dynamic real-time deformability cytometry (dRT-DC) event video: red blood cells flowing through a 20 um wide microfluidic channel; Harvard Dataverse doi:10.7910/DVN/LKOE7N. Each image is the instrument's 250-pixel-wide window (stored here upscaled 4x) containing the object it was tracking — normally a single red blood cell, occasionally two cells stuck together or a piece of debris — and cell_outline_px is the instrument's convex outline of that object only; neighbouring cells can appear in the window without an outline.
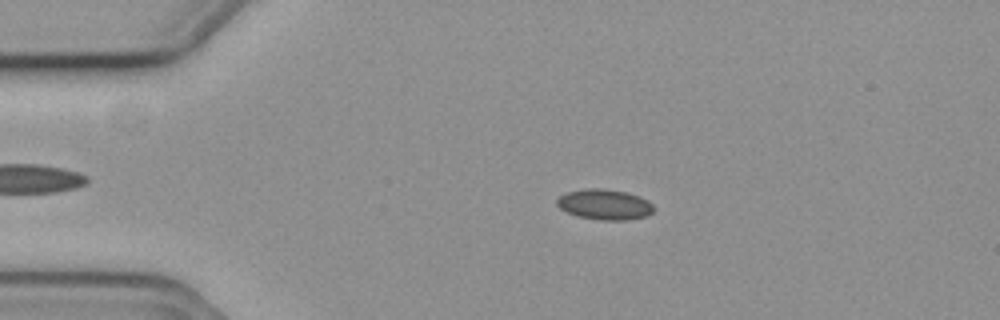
{"species": "common noctule bat (a hibernating species)", "species_latin": "Nyctalus noctula", "temperature_condition": "cold", "stored_images_in_passage": 56, "camera_frame_rate_fps": 3000, "um_per_image_px": 0.085, "animal": {"sex": "female", "body_mass_g": 19.3, "forearm_length_mm": 54.1}, "frame": {"image": 1, "passage_image": 12, "time_ms": 3.667, "image_size_px": [1000, 320], "cell_outline_px": [[652, 212], [648, 216], [628, 220], [600, 220], [576, 216], [560, 208], [556, 204], [556, 200], [560, 196], [568, 192], [588, 188], [604, 188], [624, 192], [648, 200], [652, 204]], "centroid_in_image_um": [51.38, 17.39], "position_along_channel_um": 33.6, "area_um2": 17.05}}
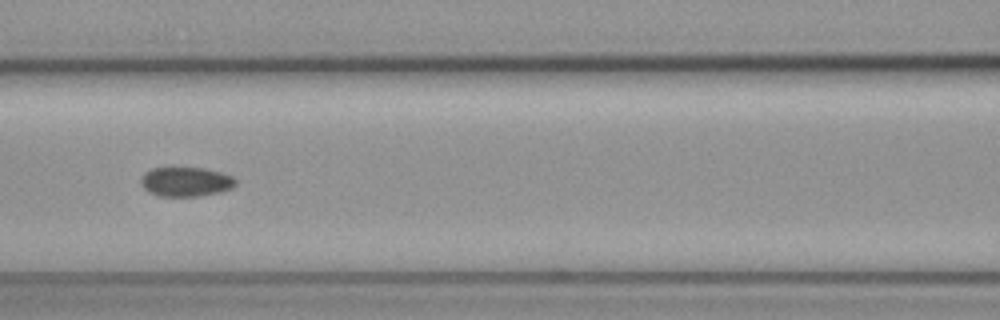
{"frame": {"image": 2, "passage_image": 25, "time_ms": 8.0, "image_size_px": [1000, 320], "cell_outline_px": [[236, 184], [232, 188], [220, 192], [200, 196], [160, 196], [148, 192], [140, 184], [140, 176], [144, 172], [152, 168], [204, 168], [220, 172], [232, 176], [236, 180]], "centroid_in_image_um": [15.77, 15.45], "position_along_channel_um": 150.8, "area_um2": 16.36}}
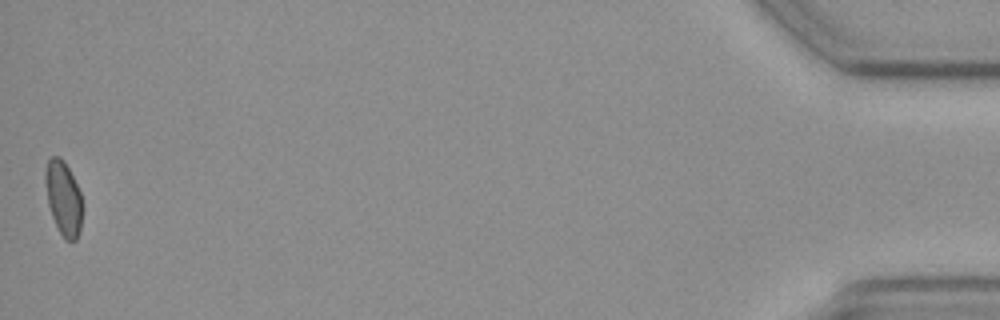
{"frame": {"image": 3, "passage_image": 56, "time_ms": 18.333, "image_size_px": [1000, 320], "cell_outline_px": [[84, 204], [80, 232], [76, 240], [64, 240], [52, 216], [48, 204], [44, 180], [44, 172], [48, 160], [52, 156], [60, 156], [64, 160], [80, 192]], "centroid_in_image_um": [5.4, 16.85], "position_along_channel_um": 429.8, "area_um2": 16.3}, "authors_computed_cell_mechanics": {"area_um2": 16.3574, "velocity_mm_per_s": 3.7096, "shape_relaxation_time_tau1_ms": null, "shape_relaxation_time_tau2_ms": 3.6907, "deformation_change_tau1": null, "deformation_change_tau2": 0.0733}}